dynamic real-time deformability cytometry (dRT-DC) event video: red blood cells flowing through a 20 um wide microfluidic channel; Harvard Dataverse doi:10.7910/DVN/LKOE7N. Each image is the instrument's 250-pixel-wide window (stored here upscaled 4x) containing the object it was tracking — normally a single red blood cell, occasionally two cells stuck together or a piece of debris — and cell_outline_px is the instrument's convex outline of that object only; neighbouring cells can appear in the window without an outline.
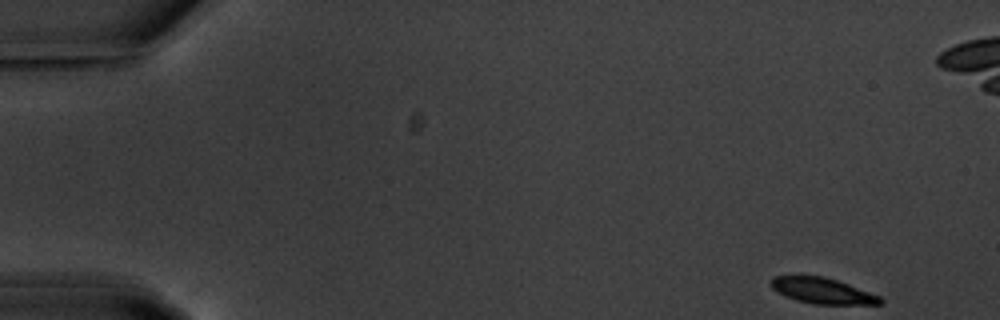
{"species": "common noctule bat (a hibernating species)", "species_latin": "Nyctalus noctula", "temperature_condition": "warm", "stored_images_in_passage": 54, "camera_frame_rate_fps": 3000, "um_per_image_px": 0.085, "animal": {"sex": "male", "body_mass_g": 20.1, "forearm_length_mm": 53.5}, "frame": {"image": 1, "passage_image": 1, "time_ms": 0.0, "image_size_px": [1000, 320], "cell_outline_px": [[884, 300], [880, 304], [812, 304], [796, 300], [784, 296], [772, 288], [772, 276], [824, 276], [848, 284], [880, 296]], "centroid_in_image_um": [69.9, 24.72], "position_along_channel_um": 15.1, "area_um2": 16.24}}
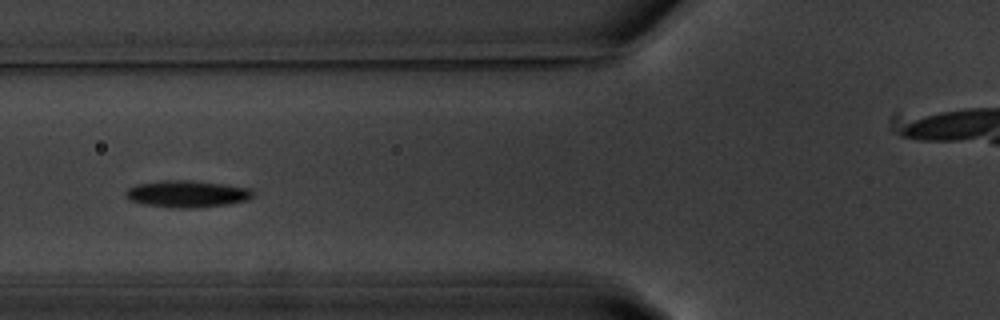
{"frame": {"image": 2, "passage_image": 19, "time_ms": 6.0, "image_size_px": [1000, 320], "cell_outline_px": [[256, 192], [248, 200], [228, 204], [196, 208], [172, 208], [144, 204], [132, 200], [124, 196], [124, 192], [128, 188], [136, 184], [164, 180], [192, 180], [224, 184], [252, 188]], "centroid_in_image_um": [15.93, 16.48], "position_along_channel_um": 109.9, "area_um2": 20.17}}
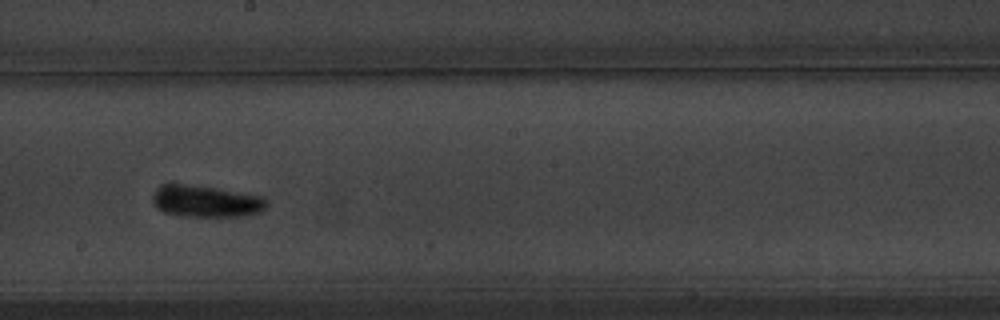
{"frame": {"image": 3, "passage_image": 29, "time_ms": 9.333, "image_size_px": [1000, 320], "cell_outline_px": [[268, 204], [260, 212], [240, 216], [180, 216], [164, 212], [152, 200], [152, 196], [164, 184], [184, 184], [216, 188], [264, 196], [268, 200]], "centroid_in_image_um": [17.57, 17.11], "position_along_channel_um": 230.6, "area_um2": 20.81}, "authors_computed_cell_mechanics": {"area_um2": 18.3515, "velocity_mm_per_s": 3.6175, "shape_relaxation_time_tau1_ms": 2.2825, "shape_relaxation_time_tau2_ms": null, "deformation_change_tau1": 0.1062, "deformation_change_tau2": null}}